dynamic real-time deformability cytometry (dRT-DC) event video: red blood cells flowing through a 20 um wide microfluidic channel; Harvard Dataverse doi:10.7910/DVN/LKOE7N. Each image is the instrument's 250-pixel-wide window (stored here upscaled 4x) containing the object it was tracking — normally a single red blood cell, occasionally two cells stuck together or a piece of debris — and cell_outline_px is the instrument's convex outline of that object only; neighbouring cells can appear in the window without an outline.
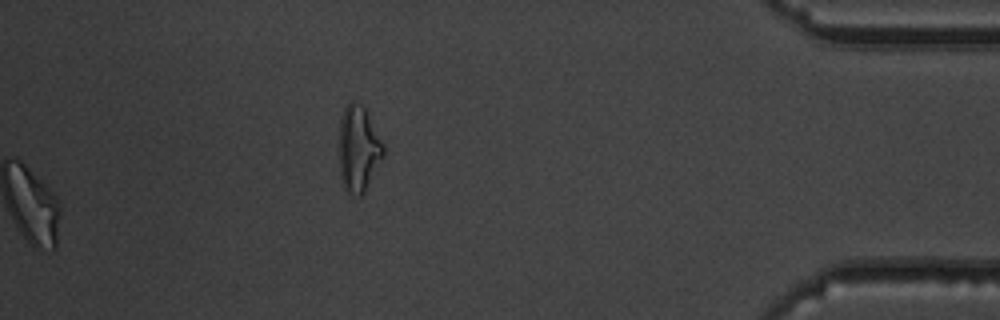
{"species": "common noctule bat (a hibernating species)", "species_latin": "Nyctalus noctula", "temperature_condition": "warm", "stored_images_in_passage": 52, "segment_of_instrument_passage": [2, 2], "camera_frame_rate_fps": 3000, "um_per_image_px": 0.085, "animal": {"sex": "male", "body_mass_g": 19.5, "forearm_length_mm": 54.6}, "frame": {"image": 1, "passage_image": 52, "time_ms": 17.0, "image_size_px": [1000, 320], "cell_outline_px": [[384, 156], [364, 192], [360, 196], [356, 196], [348, 192], [344, 188], [340, 176], [340, 116], [344, 108], [352, 100], [356, 100], [364, 108], [384, 144]], "centroid_in_image_um": [30.47, 12.65], "position_along_channel_um": 404.7, "area_um2": 22.02}}